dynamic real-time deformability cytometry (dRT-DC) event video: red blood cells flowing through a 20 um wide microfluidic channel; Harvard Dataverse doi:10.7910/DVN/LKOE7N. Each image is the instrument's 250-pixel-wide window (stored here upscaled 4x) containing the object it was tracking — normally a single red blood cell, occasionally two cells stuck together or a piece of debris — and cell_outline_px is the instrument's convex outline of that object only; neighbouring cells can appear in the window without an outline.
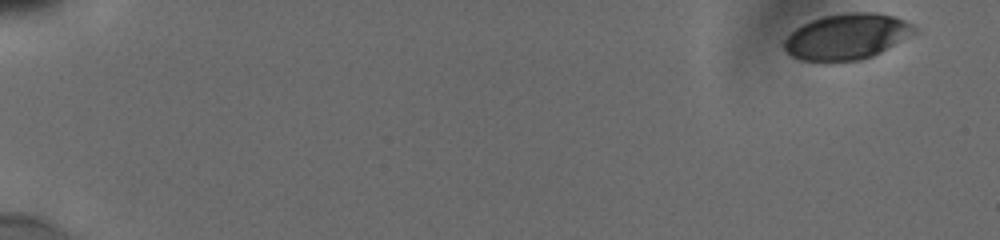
{"species": "human", "species_latin": "Homo sapiens", "temperature_condition": "cold", "stored_images_in_passage": 14, "camera_frame_rate_fps": 3000, "um_per_image_px": 0.085, "donor": {"sex": "male"}, "frame": {"image": 1, "passage_image": 1, "time_ms": 0.0, "image_size_px": [1000, 240], "cell_outline_px": [[920, 28], [916, 32], [880, 52], [872, 56], [860, 60], [800, 60], [792, 56], [784, 48], [784, 40], [796, 28], [812, 20], [824, 16], [848, 12], [876, 12], [896, 16]], "centroid_in_image_um": [72.02, 3.08], "position_along_channel_um": 13.0, "area_um2": 34.33}}
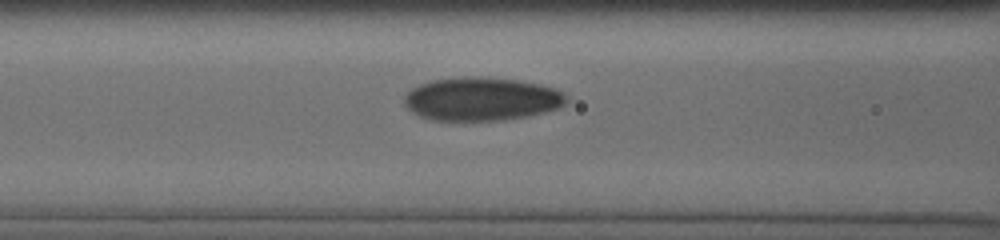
{"frame": {"image": 2, "passage_image": 12, "time_ms": 7.667, "image_size_px": [1000, 240], "cell_outline_px": [[568, 100], [560, 108], [544, 112], [524, 116], [500, 120], [432, 120], [420, 116], [412, 112], [404, 104], [404, 96], [412, 88], [420, 84], [432, 80], [464, 76], [488, 76], [516, 80], [556, 88], [564, 92], [568, 96]], "centroid_in_image_um": [40.93, 8.4], "position_along_channel_um": 125.7, "area_um2": 41.1}}
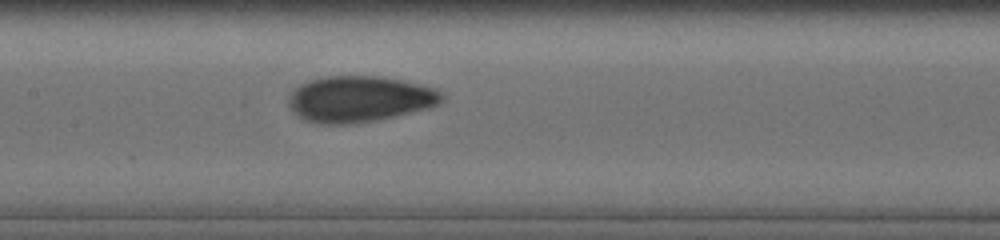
{"frame": {"image": 3, "passage_image": 14, "time_ms": 9.0, "image_size_px": [1000, 240], "cell_outline_px": [[444, 100], [440, 104], [428, 108], [396, 116], [376, 120], [344, 124], [320, 124], [304, 120], [296, 116], [292, 112], [288, 104], [288, 92], [300, 84], [308, 80], [324, 76], [380, 76], [420, 84], [436, 88], [444, 92]], "centroid_in_image_um": [30.53, 8.41], "position_along_channel_um": 176.9, "area_um2": 41.73}}